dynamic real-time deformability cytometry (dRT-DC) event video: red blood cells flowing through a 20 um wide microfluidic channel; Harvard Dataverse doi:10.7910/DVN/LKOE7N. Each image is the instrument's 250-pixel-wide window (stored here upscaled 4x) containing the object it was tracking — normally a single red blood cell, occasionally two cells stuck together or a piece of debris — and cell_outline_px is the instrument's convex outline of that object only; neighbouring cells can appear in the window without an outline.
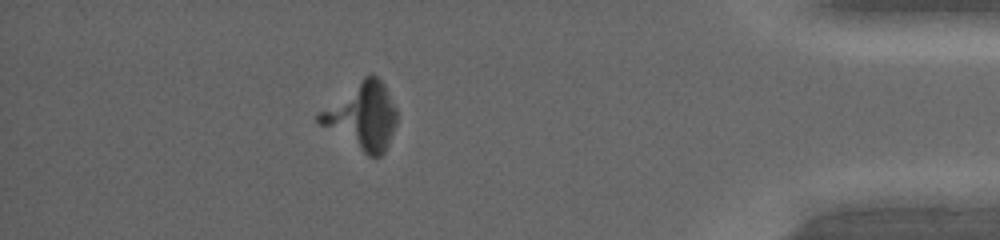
{"species": "common noctule bat (a hibernating species)", "species_latin": "Nyctalus noctula", "temperature_condition": "warm", "stored_images_in_passage": 25, "camera_frame_rate_fps": 5000, "um_per_image_px": 0.085, "animal": {"sex": "female", "body_mass_g": 19.0, "forearm_length_mm": 53.3}, "frame": {"image": 1, "passage_image": 22, "time_ms": 12.4, "image_size_px": [1000, 240], "cell_outline_px": [[396, 124], [388, 144], [384, 152], [380, 156], [368, 156], [320, 124], [316, 120], [316, 112], [364, 76], [376, 76], [384, 84], [396, 108]], "centroid_in_image_um": [30.76, 9.86], "position_along_channel_um": 404.4, "area_um2": 29.94}}